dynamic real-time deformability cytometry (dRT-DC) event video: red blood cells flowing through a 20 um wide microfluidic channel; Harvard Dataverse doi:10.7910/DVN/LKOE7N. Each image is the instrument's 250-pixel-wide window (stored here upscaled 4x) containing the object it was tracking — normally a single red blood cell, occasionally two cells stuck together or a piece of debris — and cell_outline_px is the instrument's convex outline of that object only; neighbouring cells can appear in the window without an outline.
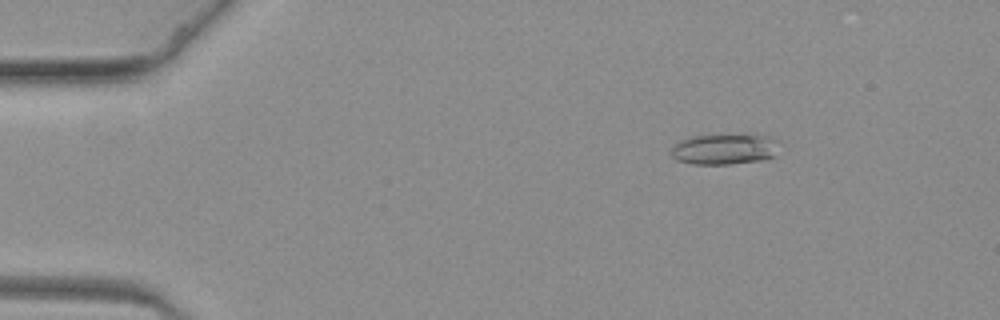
{"species": "common noctule bat (a hibernating species)", "species_latin": "Nyctalus noctula", "temperature_condition": "warm", "stored_images_in_passage": 63, "camera_frame_rate_fps": 3000, "um_per_image_px": 0.085, "animal": {"sex": "female", "body_mass_g": 19.3, "forearm_length_mm": 54.1}, "frame": {"image": 1, "passage_image": 9, "time_ms": 2.667, "image_size_px": [1000, 320], "cell_outline_px": [[784, 144], [776, 156], [764, 160], [728, 164], [692, 164], [676, 160], [668, 152], [680, 140], [692, 136], [756, 132], [772, 136]], "centroid_in_image_um": [61.73, 12.63], "position_along_channel_um": 23.3, "area_um2": 20.69}}
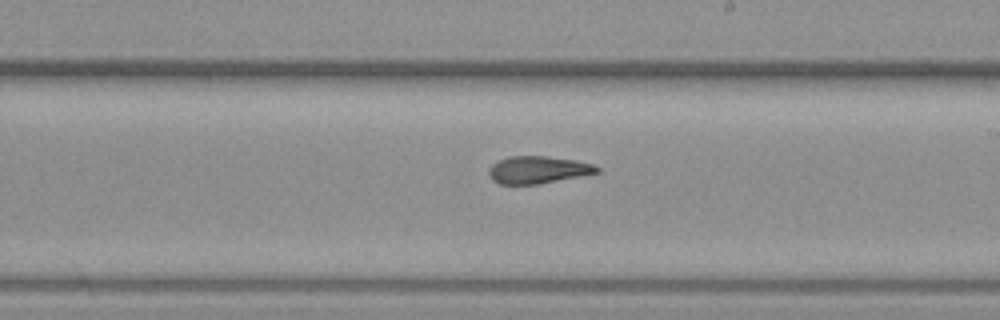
{"frame": {"image": 2, "passage_image": 37, "time_ms": 12.0, "image_size_px": [1000, 320], "cell_outline_px": [[600, 172], [540, 184], [500, 184], [492, 180], [488, 176], [488, 168], [496, 160], [508, 156], [544, 156], [576, 160], [592, 164], [600, 168]], "centroid_in_image_um": [45.68, 14.43], "position_along_channel_um": 243.3, "area_um2": 17.4}}
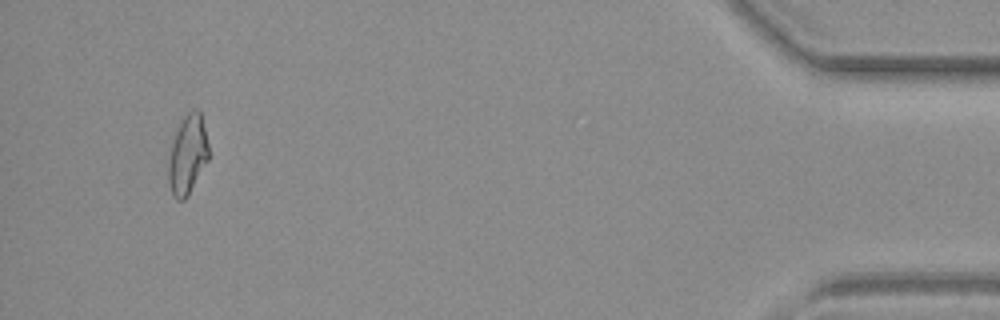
{"frame": {"image": 3, "passage_image": 60, "time_ms": 19.667, "image_size_px": [1000, 320], "cell_outline_px": [[208, 160], [188, 196], [184, 200], [176, 200], [172, 196], [168, 184], [168, 160], [172, 140], [184, 116], [192, 108], [196, 108], [200, 112], [208, 144]], "centroid_in_image_um": [15.92, 13.19], "position_along_channel_um": 419.3, "area_um2": 18.61}}